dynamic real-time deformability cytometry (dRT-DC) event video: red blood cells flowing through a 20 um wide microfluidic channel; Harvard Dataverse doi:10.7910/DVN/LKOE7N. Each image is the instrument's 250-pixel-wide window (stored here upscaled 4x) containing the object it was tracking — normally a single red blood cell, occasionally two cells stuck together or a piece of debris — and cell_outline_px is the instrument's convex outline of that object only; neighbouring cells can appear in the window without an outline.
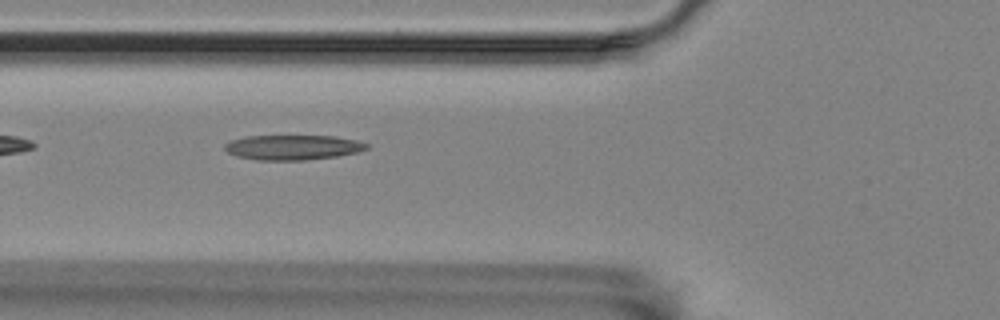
{"species": "Egyptian fruit bat (a non-hibernating species)", "species_latin": "Rousettus aegyptiacus", "temperature_condition": "room temperature", "stored_images_in_passage": 27, "camera_frame_rate_fps": 3000, "um_per_image_px": 0.085, "animal": {"sex": "female"}, "frame": {"image": 1, "passage_image": 3, "time_ms": 0.667, "image_size_px": [1000, 320], "cell_outline_px": [[368, 148], [356, 152], [336, 156], [304, 160], [256, 160], [236, 156], [228, 152], [224, 148], [224, 144], [228, 140], [244, 136], [336, 136], [356, 140], [368, 144]], "centroid_in_image_um": [24.83, 12.52], "position_along_channel_um": 101.0, "area_um2": 20.63}}
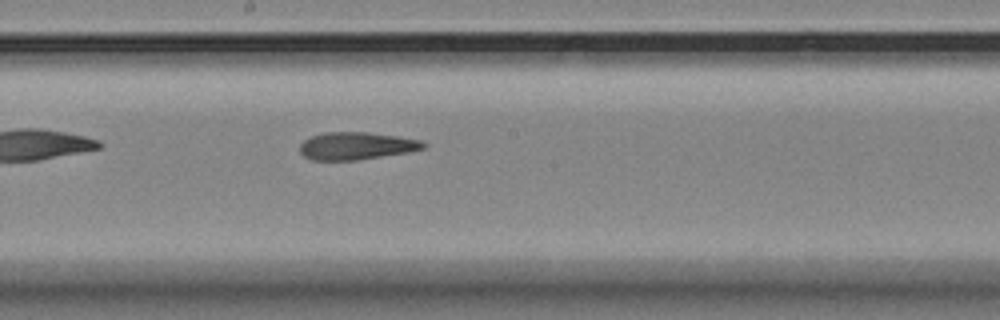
{"frame": {"image": 2, "passage_image": 13, "time_ms": 4.0, "image_size_px": [1000, 320], "cell_outline_px": [[428, 144], [424, 148], [408, 152], [356, 160], [312, 160], [304, 156], [300, 152], [300, 144], [304, 140], [312, 136], [324, 132], [368, 132], [396, 136], [420, 140]], "centroid_in_image_um": [30.28, 12.4], "position_along_channel_um": 217.9, "area_um2": 19.71}}
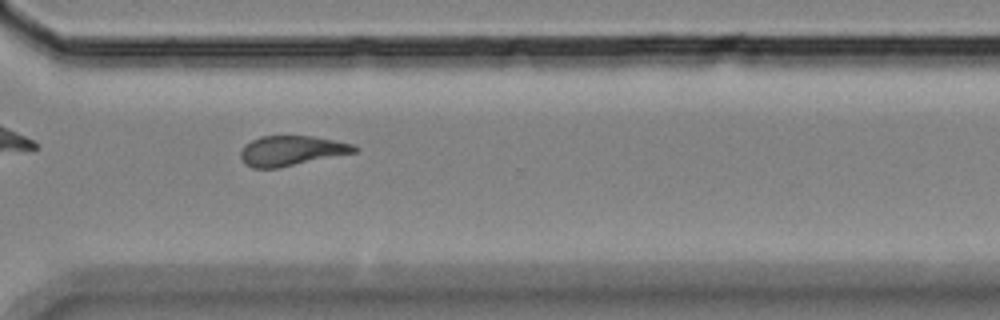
{"frame": {"image": 3, "passage_image": 24, "time_ms": 7.667, "image_size_px": [1000, 320], "cell_outline_px": [[360, 148], [356, 152], [280, 168], [252, 168], [244, 164], [240, 156], [240, 152], [244, 144], [260, 136], [312, 136], [352, 144]], "centroid_in_image_um": [24.74, 12.82], "position_along_channel_um": 345.9, "area_um2": 19.94}}